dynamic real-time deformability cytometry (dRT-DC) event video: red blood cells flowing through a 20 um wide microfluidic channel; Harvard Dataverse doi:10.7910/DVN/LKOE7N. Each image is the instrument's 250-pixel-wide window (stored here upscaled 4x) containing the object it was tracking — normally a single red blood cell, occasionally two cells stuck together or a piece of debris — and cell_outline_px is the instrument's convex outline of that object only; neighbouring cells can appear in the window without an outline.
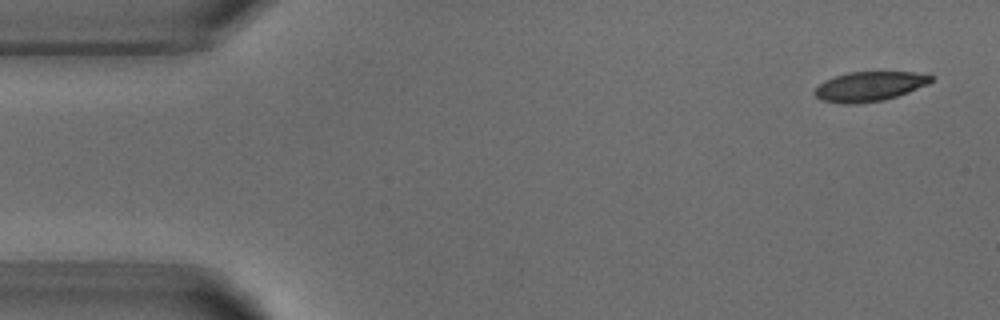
{"species": "common noctule bat (a hibernating species)", "species_latin": "Nyctalus noctula", "temperature_condition": "warm", "stored_images_in_passage": 4, "camera_frame_rate_fps": 3000, "um_per_image_px": 0.085, "animal": {"sex": "male", "body_mass_g": 18.8}, "frame": {"image": 1, "passage_image": 1, "time_ms": 0.0, "image_size_px": [1000, 320], "cell_outline_px": [[932, 80], [928, 84], [908, 92], [884, 100], [856, 104], [844, 104], [820, 100], [812, 92], [824, 80], [848, 72], [916, 72], [932, 76]], "centroid_in_image_um": [73.87, 7.35], "position_along_channel_um": 11.1, "area_um2": 20.06}}
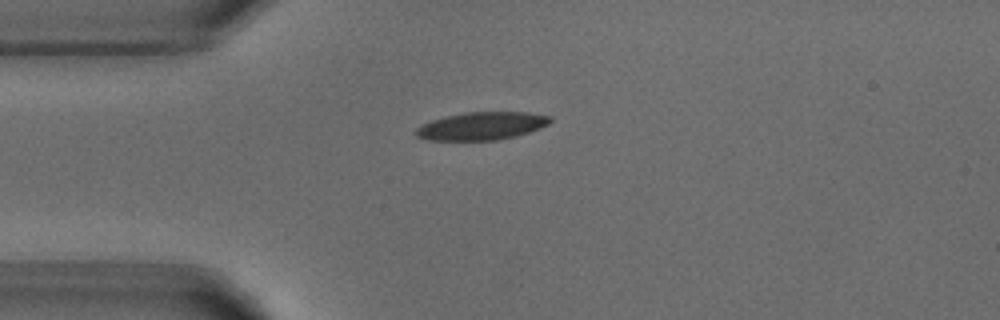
{"frame": {"image": 2, "passage_image": 4, "time_ms": 3.333, "image_size_px": [1000, 320], "cell_outline_px": [[552, 120], [548, 124], [540, 128], [516, 136], [496, 140], [428, 140], [416, 136], [412, 132], [420, 124], [444, 116], [464, 112], [528, 112], [552, 116]], "centroid_in_image_um": [40.91, 10.7], "position_along_channel_um": 44.1, "area_um2": 22.02}}